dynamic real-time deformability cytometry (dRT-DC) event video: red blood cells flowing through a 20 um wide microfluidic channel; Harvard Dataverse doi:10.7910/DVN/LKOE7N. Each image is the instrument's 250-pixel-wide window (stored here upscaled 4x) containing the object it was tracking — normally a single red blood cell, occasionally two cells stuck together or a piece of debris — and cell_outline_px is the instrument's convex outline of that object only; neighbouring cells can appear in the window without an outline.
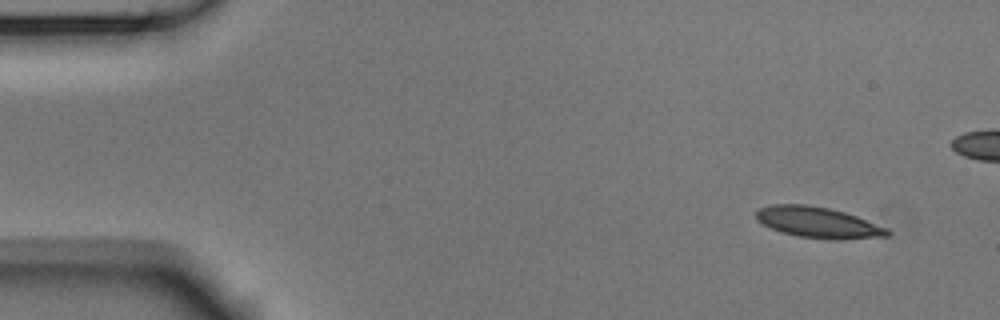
{"species": "Egyptian fruit bat (a non-hibernating species)", "species_latin": "Rousettus aegyptiacus", "temperature_condition": "room temperature", "stored_images_in_passage": 5, "camera_frame_rate_fps": 3000, "um_per_image_px": 0.085, "animal": {"sex": "male"}, "frame": {"image": 1, "passage_image": 1, "time_ms": 0.0, "image_size_px": [1000, 320], "cell_outline_px": [[892, 232], [888, 236], [840, 240], [836, 240], [796, 236], [780, 232], [756, 220], [756, 212], [760, 208], [772, 204], [804, 204], [828, 208], [844, 212], [856, 216], [888, 228]], "centroid_in_image_um": [69.55, 18.92], "position_along_channel_um": 15.4, "area_um2": 23.64}}